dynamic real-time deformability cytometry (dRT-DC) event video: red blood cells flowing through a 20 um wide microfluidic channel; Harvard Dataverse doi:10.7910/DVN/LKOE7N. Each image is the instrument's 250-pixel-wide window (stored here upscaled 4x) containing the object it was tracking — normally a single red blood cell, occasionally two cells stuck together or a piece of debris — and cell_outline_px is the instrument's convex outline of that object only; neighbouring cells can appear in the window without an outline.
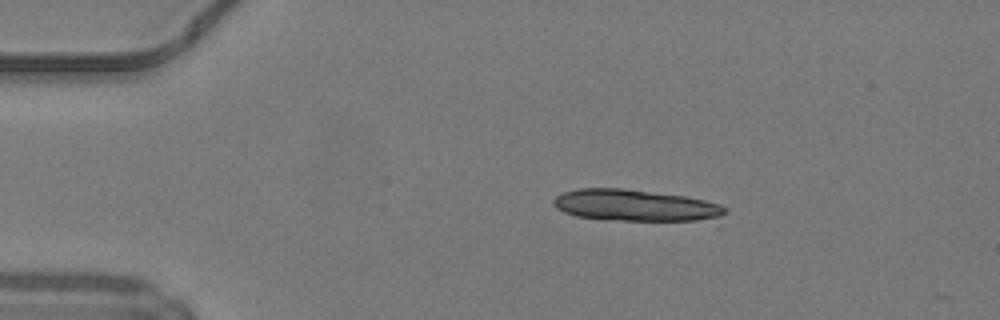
{"species": "common noctule bat (a hibernating species)", "species_latin": "Nyctalus noctula", "temperature_condition": "warm", "stored_images_in_passage": 7, "camera_frame_rate_fps": 3000, "um_per_image_px": 0.085, "animal": {"sex": "male", "body_mass_g": 19.2, "forearm_length_mm": 51.8}, "frame": {"image": 1, "passage_image": 5, "time_ms": 1.333, "image_size_px": [1000, 320], "cell_outline_px": [[728, 212], [720, 216], [696, 220], [604, 220], [576, 216], [564, 212], [556, 208], [552, 204], [552, 200], [556, 196], [564, 192], [576, 188], [624, 188], [684, 196], [704, 200], [720, 204], [728, 208]], "centroid_in_image_um": [53.93, 17.44], "position_along_channel_um": 31.1, "area_um2": 31.44}}